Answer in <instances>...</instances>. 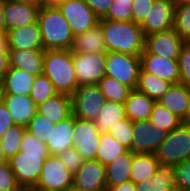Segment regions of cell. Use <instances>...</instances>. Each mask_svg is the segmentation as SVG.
<instances>
[{"label":"cell","instance_id":"cell-7","mask_svg":"<svg viewBox=\"0 0 190 191\" xmlns=\"http://www.w3.org/2000/svg\"><path fill=\"white\" fill-rule=\"evenodd\" d=\"M140 56L107 52L105 75L135 89L140 71Z\"/></svg>","mask_w":190,"mask_h":191},{"label":"cell","instance_id":"cell-47","mask_svg":"<svg viewBox=\"0 0 190 191\" xmlns=\"http://www.w3.org/2000/svg\"><path fill=\"white\" fill-rule=\"evenodd\" d=\"M86 4L93 10L94 14L99 18H103L108 10L110 5L113 3V0H84Z\"/></svg>","mask_w":190,"mask_h":191},{"label":"cell","instance_id":"cell-3","mask_svg":"<svg viewBox=\"0 0 190 191\" xmlns=\"http://www.w3.org/2000/svg\"><path fill=\"white\" fill-rule=\"evenodd\" d=\"M43 50L71 49L74 35L57 6H44L38 14Z\"/></svg>","mask_w":190,"mask_h":191},{"label":"cell","instance_id":"cell-34","mask_svg":"<svg viewBox=\"0 0 190 191\" xmlns=\"http://www.w3.org/2000/svg\"><path fill=\"white\" fill-rule=\"evenodd\" d=\"M25 130L26 127L14 124L0 137L1 148L7 161L19 152Z\"/></svg>","mask_w":190,"mask_h":191},{"label":"cell","instance_id":"cell-8","mask_svg":"<svg viewBox=\"0 0 190 191\" xmlns=\"http://www.w3.org/2000/svg\"><path fill=\"white\" fill-rule=\"evenodd\" d=\"M71 97L73 115L76 118L90 121L96 119L106 101L98 84L81 85Z\"/></svg>","mask_w":190,"mask_h":191},{"label":"cell","instance_id":"cell-33","mask_svg":"<svg viewBox=\"0 0 190 191\" xmlns=\"http://www.w3.org/2000/svg\"><path fill=\"white\" fill-rule=\"evenodd\" d=\"M102 95L107 101L123 103L129 97L133 90L125 84L120 83L114 78L104 76L98 83Z\"/></svg>","mask_w":190,"mask_h":191},{"label":"cell","instance_id":"cell-45","mask_svg":"<svg viewBox=\"0 0 190 191\" xmlns=\"http://www.w3.org/2000/svg\"><path fill=\"white\" fill-rule=\"evenodd\" d=\"M155 0H134L132 3V21L141 25L148 17Z\"/></svg>","mask_w":190,"mask_h":191},{"label":"cell","instance_id":"cell-28","mask_svg":"<svg viewBox=\"0 0 190 191\" xmlns=\"http://www.w3.org/2000/svg\"><path fill=\"white\" fill-rule=\"evenodd\" d=\"M133 155L134 153L128 150L105 166L106 187L130 181Z\"/></svg>","mask_w":190,"mask_h":191},{"label":"cell","instance_id":"cell-46","mask_svg":"<svg viewBox=\"0 0 190 191\" xmlns=\"http://www.w3.org/2000/svg\"><path fill=\"white\" fill-rule=\"evenodd\" d=\"M10 68L6 33H0V82Z\"/></svg>","mask_w":190,"mask_h":191},{"label":"cell","instance_id":"cell-13","mask_svg":"<svg viewBox=\"0 0 190 191\" xmlns=\"http://www.w3.org/2000/svg\"><path fill=\"white\" fill-rule=\"evenodd\" d=\"M74 147L85 161L95 160L101 138L93 121L82 120L74 116Z\"/></svg>","mask_w":190,"mask_h":191},{"label":"cell","instance_id":"cell-52","mask_svg":"<svg viewBox=\"0 0 190 191\" xmlns=\"http://www.w3.org/2000/svg\"><path fill=\"white\" fill-rule=\"evenodd\" d=\"M182 124L190 127V106H189L185 116L182 119Z\"/></svg>","mask_w":190,"mask_h":191},{"label":"cell","instance_id":"cell-12","mask_svg":"<svg viewBox=\"0 0 190 191\" xmlns=\"http://www.w3.org/2000/svg\"><path fill=\"white\" fill-rule=\"evenodd\" d=\"M185 41L171 28L145 36L144 49L166 59L178 60L180 50Z\"/></svg>","mask_w":190,"mask_h":191},{"label":"cell","instance_id":"cell-6","mask_svg":"<svg viewBox=\"0 0 190 191\" xmlns=\"http://www.w3.org/2000/svg\"><path fill=\"white\" fill-rule=\"evenodd\" d=\"M73 173L58 155H49L42 166L34 191H72Z\"/></svg>","mask_w":190,"mask_h":191},{"label":"cell","instance_id":"cell-42","mask_svg":"<svg viewBox=\"0 0 190 191\" xmlns=\"http://www.w3.org/2000/svg\"><path fill=\"white\" fill-rule=\"evenodd\" d=\"M9 161L0 163V191H20Z\"/></svg>","mask_w":190,"mask_h":191},{"label":"cell","instance_id":"cell-15","mask_svg":"<svg viewBox=\"0 0 190 191\" xmlns=\"http://www.w3.org/2000/svg\"><path fill=\"white\" fill-rule=\"evenodd\" d=\"M175 7L171 0H155L148 17L140 25L144 36L173 28Z\"/></svg>","mask_w":190,"mask_h":191},{"label":"cell","instance_id":"cell-43","mask_svg":"<svg viewBox=\"0 0 190 191\" xmlns=\"http://www.w3.org/2000/svg\"><path fill=\"white\" fill-rule=\"evenodd\" d=\"M176 190H190V159L174 166Z\"/></svg>","mask_w":190,"mask_h":191},{"label":"cell","instance_id":"cell-9","mask_svg":"<svg viewBox=\"0 0 190 191\" xmlns=\"http://www.w3.org/2000/svg\"><path fill=\"white\" fill-rule=\"evenodd\" d=\"M107 53H73L78 86L98 84L105 76Z\"/></svg>","mask_w":190,"mask_h":191},{"label":"cell","instance_id":"cell-41","mask_svg":"<svg viewBox=\"0 0 190 191\" xmlns=\"http://www.w3.org/2000/svg\"><path fill=\"white\" fill-rule=\"evenodd\" d=\"M179 83L190 87V42H185L178 56Z\"/></svg>","mask_w":190,"mask_h":191},{"label":"cell","instance_id":"cell-32","mask_svg":"<svg viewBox=\"0 0 190 191\" xmlns=\"http://www.w3.org/2000/svg\"><path fill=\"white\" fill-rule=\"evenodd\" d=\"M127 151L128 149L118 143L110 133L104 132L101 133L95 160L106 166L115 158L126 153Z\"/></svg>","mask_w":190,"mask_h":191},{"label":"cell","instance_id":"cell-54","mask_svg":"<svg viewBox=\"0 0 190 191\" xmlns=\"http://www.w3.org/2000/svg\"><path fill=\"white\" fill-rule=\"evenodd\" d=\"M175 3L176 6L178 5H189L190 0H171Z\"/></svg>","mask_w":190,"mask_h":191},{"label":"cell","instance_id":"cell-24","mask_svg":"<svg viewBox=\"0 0 190 191\" xmlns=\"http://www.w3.org/2000/svg\"><path fill=\"white\" fill-rule=\"evenodd\" d=\"M72 53H107L101 25L74 36Z\"/></svg>","mask_w":190,"mask_h":191},{"label":"cell","instance_id":"cell-26","mask_svg":"<svg viewBox=\"0 0 190 191\" xmlns=\"http://www.w3.org/2000/svg\"><path fill=\"white\" fill-rule=\"evenodd\" d=\"M37 112L54 123L60 122L73 114L72 97L57 94L37 106Z\"/></svg>","mask_w":190,"mask_h":191},{"label":"cell","instance_id":"cell-51","mask_svg":"<svg viewBox=\"0 0 190 191\" xmlns=\"http://www.w3.org/2000/svg\"><path fill=\"white\" fill-rule=\"evenodd\" d=\"M14 1L30 4L38 8H42L45 6V0H14Z\"/></svg>","mask_w":190,"mask_h":191},{"label":"cell","instance_id":"cell-11","mask_svg":"<svg viewBox=\"0 0 190 191\" xmlns=\"http://www.w3.org/2000/svg\"><path fill=\"white\" fill-rule=\"evenodd\" d=\"M168 132L155 127L150 120L133 122L131 152L155 154Z\"/></svg>","mask_w":190,"mask_h":191},{"label":"cell","instance_id":"cell-55","mask_svg":"<svg viewBox=\"0 0 190 191\" xmlns=\"http://www.w3.org/2000/svg\"><path fill=\"white\" fill-rule=\"evenodd\" d=\"M6 158L4 157V153H3V150L1 148V144H0V163L2 162H6Z\"/></svg>","mask_w":190,"mask_h":191},{"label":"cell","instance_id":"cell-19","mask_svg":"<svg viewBox=\"0 0 190 191\" xmlns=\"http://www.w3.org/2000/svg\"><path fill=\"white\" fill-rule=\"evenodd\" d=\"M39 10L40 8L30 4L5 0L4 19L7 31L37 22Z\"/></svg>","mask_w":190,"mask_h":191},{"label":"cell","instance_id":"cell-16","mask_svg":"<svg viewBox=\"0 0 190 191\" xmlns=\"http://www.w3.org/2000/svg\"><path fill=\"white\" fill-rule=\"evenodd\" d=\"M140 66L145 72L167 81L171 84L179 83V65L178 60L166 59L159 55L150 54L145 49L140 55Z\"/></svg>","mask_w":190,"mask_h":191},{"label":"cell","instance_id":"cell-37","mask_svg":"<svg viewBox=\"0 0 190 191\" xmlns=\"http://www.w3.org/2000/svg\"><path fill=\"white\" fill-rule=\"evenodd\" d=\"M173 29L185 42H190V4L175 7Z\"/></svg>","mask_w":190,"mask_h":191},{"label":"cell","instance_id":"cell-53","mask_svg":"<svg viewBox=\"0 0 190 191\" xmlns=\"http://www.w3.org/2000/svg\"><path fill=\"white\" fill-rule=\"evenodd\" d=\"M62 1L64 0H45V6H57Z\"/></svg>","mask_w":190,"mask_h":191},{"label":"cell","instance_id":"cell-25","mask_svg":"<svg viewBox=\"0 0 190 191\" xmlns=\"http://www.w3.org/2000/svg\"><path fill=\"white\" fill-rule=\"evenodd\" d=\"M155 100L149 98L145 93L133 89L124 102L126 117L132 122L150 120Z\"/></svg>","mask_w":190,"mask_h":191},{"label":"cell","instance_id":"cell-14","mask_svg":"<svg viewBox=\"0 0 190 191\" xmlns=\"http://www.w3.org/2000/svg\"><path fill=\"white\" fill-rule=\"evenodd\" d=\"M105 166L97 160L84 161L73 175L72 191H105Z\"/></svg>","mask_w":190,"mask_h":191},{"label":"cell","instance_id":"cell-22","mask_svg":"<svg viewBox=\"0 0 190 191\" xmlns=\"http://www.w3.org/2000/svg\"><path fill=\"white\" fill-rule=\"evenodd\" d=\"M157 102L183 119L190 106V87L181 83L172 84Z\"/></svg>","mask_w":190,"mask_h":191},{"label":"cell","instance_id":"cell-44","mask_svg":"<svg viewBox=\"0 0 190 191\" xmlns=\"http://www.w3.org/2000/svg\"><path fill=\"white\" fill-rule=\"evenodd\" d=\"M58 156L67 167V169L73 174H75L80 169L85 161L75 147L65 150Z\"/></svg>","mask_w":190,"mask_h":191},{"label":"cell","instance_id":"cell-38","mask_svg":"<svg viewBox=\"0 0 190 191\" xmlns=\"http://www.w3.org/2000/svg\"><path fill=\"white\" fill-rule=\"evenodd\" d=\"M112 137L125 148L131 151V142L133 137V122L129 118H124L117 122L107 131Z\"/></svg>","mask_w":190,"mask_h":191},{"label":"cell","instance_id":"cell-17","mask_svg":"<svg viewBox=\"0 0 190 191\" xmlns=\"http://www.w3.org/2000/svg\"><path fill=\"white\" fill-rule=\"evenodd\" d=\"M74 115L55 123L47 135V148L50 155H59L67 149L74 147L75 137L73 134Z\"/></svg>","mask_w":190,"mask_h":191},{"label":"cell","instance_id":"cell-5","mask_svg":"<svg viewBox=\"0 0 190 191\" xmlns=\"http://www.w3.org/2000/svg\"><path fill=\"white\" fill-rule=\"evenodd\" d=\"M160 165L176 166L190 159V127L181 124L169 132L155 152Z\"/></svg>","mask_w":190,"mask_h":191},{"label":"cell","instance_id":"cell-2","mask_svg":"<svg viewBox=\"0 0 190 191\" xmlns=\"http://www.w3.org/2000/svg\"><path fill=\"white\" fill-rule=\"evenodd\" d=\"M107 52L140 56L144 51L145 36L137 23L99 19Z\"/></svg>","mask_w":190,"mask_h":191},{"label":"cell","instance_id":"cell-40","mask_svg":"<svg viewBox=\"0 0 190 191\" xmlns=\"http://www.w3.org/2000/svg\"><path fill=\"white\" fill-rule=\"evenodd\" d=\"M54 125L55 123L46 118V116L36 112L35 116L26 126V131L34 135L42 143H46V137Z\"/></svg>","mask_w":190,"mask_h":191},{"label":"cell","instance_id":"cell-18","mask_svg":"<svg viewBox=\"0 0 190 191\" xmlns=\"http://www.w3.org/2000/svg\"><path fill=\"white\" fill-rule=\"evenodd\" d=\"M6 35L8 49L43 50L38 21L9 30Z\"/></svg>","mask_w":190,"mask_h":191},{"label":"cell","instance_id":"cell-10","mask_svg":"<svg viewBox=\"0 0 190 191\" xmlns=\"http://www.w3.org/2000/svg\"><path fill=\"white\" fill-rule=\"evenodd\" d=\"M70 25L74 36L98 24L99 18L84 0H64L57 5Z\"/></svg>","mask_w":190,"mask_h":191},{"label":"cell","instance_id":"cell-1","mask_svg":"<svg viewBox=\"0 0 190 191\" xmlns=\"http://www.w3.org/2000/svg\"><path fill=\"white\" fill-rule=\"evenodd\" d=\"M49 155L46 143L25 130L19 152L8 160L21 189H33L36 186Z\"/></svg>","mask_w":190,"mask_h":191},{"label":"cell","instance_id":"cell-31","mask_svg":"<svg viewBox=\"0 0 190 191\" xmlns=\"http://www.w3.org/2000/svg\"><path fill=\"white\" fill-rule=\"evenodd\" d=\"M124 118H126L124 104L106 100L93 122L98 131L104 133Z\"/></svg>","mask_w":190,"mask_h":191},{"label":"cell","instance_id":"cell-36","mask_svg":"<svg viewBox=\"0 0 190 191\" xmlns=\"http://www.w3.org/2000/svg\"><path fill=\"white\" fill-rule=\"evenodd\" d=\"M57 94L53 83L45 74L42 73L35 76L29 96L36 106H39Z\"/></svg>","mask_w":190,"mask_h":191},{"label":"cell","instance_id":"cell-48","mask_svg":"<svg viewBox=\"0 0 190 191\" xmlns=\"http://www.w3.org/2000/svg\"><path fill=\"white\" fill-rule=\"evenodd\" d=\"M13 125L14 122L10 116V113L3 101L0 99V137L9 127Z\"/></svg>","mask_w":190,"mask_h":191},{"label":"cell","instance_id":"cell-27","mask_svg":"<svg viewBox=\"0 0 190 191\" xmlns=\"http://www.w3.org/2000/svg\"><path fill=\"white\" fill-rule=\"evenodd\" d=\"M136 191H176L174 166L160 165L151 179L136 184Z\"/></svg>","mask_w":190,"mask_h":191},{"label":"cell","instance_id":"cell-23","mask_svg":"<svg viewBox=\"0 0 190 191\" xmlns=\"http://www.w3.org/2000/svg\"><path fill=\"white\" fill-rule=\"evenodd\" d=\"M35 76L10 67L1 83V94L30 95Z\"/></svg>","mask_w":190,"mask_h":191},{"label":"cell","instance_id":"cell-49","mask_svg":"<svg viewBox=\"0 0 190 191\" xmlns=\"http://www.w3.org/2000/svg\"><path fill=\"white\" fill-rule=\"evenodd\" d=\"M106 191H136V184L132 181L106 187Z\"/></svg>","mask_w":190,"mask_h":191},{"label":"cell","instance_id":"cell-39","mask_svg":"<svg viewBox=\"0 0 190 191\" xmlns=\"http://www.w3.org/2000/svg\"><path fill=\"white\" fill-rule=\"evenodd\" d=\"M133 1L134 0H113L107 14L102 19L131 22Z\"/></svg>","mask_w":190,"mask_h":191},{"label":"cell","instance_id":"cell-4","mask_svg":"<svg viewBox=\"0 0 190 191\" xmlns=\"http://www.w3.org/2000/svg\"><path fill=\"white\" fill-rule=\"evenodd\" d=\"M43 74L51 80L58 94L72 96L79 87L71 49L45 50Z\"/></svg>","mask_w":190,"mask_h":191},{"label":"cell","instance_id":"cell-30","mask_svg":"<svg viewBox=\"0 0 190 191\" xmlns=\"http://www.w3.org/2000/svg\"><path fill=\"white\" fill-rule=\"evenodd\" d=\"M172 84L140 68L136 90L145 93L156 102L168 91Z\"/></svg>","mask_w":190,"mask_h":191},{"label":"cell","instance_id":"cell-56","mask_svg":"<svg viewBox=\"0 0 190 191\" xmlns=\"http://www.w3.org/2000/svg\"><path fill=\"white\" fill-rule=\"evenodd\" d=\"M20 191H34L33 189H21Z\"/></svg>","mask_w":190,"mask_h":191},{"label":"cell","instance_id":"cell-50","mask_svg":"<svg viewBox=\"0 0 190 191\" xmlns=\"http://www.w3.org/2000/svg\"><path fill=\"white\" fill-rule=\"evenodd\" d=\"M5 0H0V33H6V23L4 19Z\"/></svg>","mask_w":190,"mask_h":191},{"label":"cell","instance_id":"cell-29","mask_svg":"<svg viewBox=\"0 0 190 191\" xmlns=\"http://www.w3.org/2000/svg\"><path fill=\"white\" fill-rule=\"evenodd\" d=\"M160 162L155 154L134 153L130 172V181L135 184L151 179L157 172Z\"/></svg>","mask_w":190,"mask_h":191},{"label":"cell","instance_id":"cell-21","mask_svg":"<svg viewBox=\"0 0 190 191\" xmlns=\"http://www.w3.org/2000/svg\"><path fill=\"white\" fill-rule=\"evenodd\" d=\"M44 53V50L8 49L9 65L37 76L43 73Z\"/></svg>","mask_w":190,"mask_h":191},{"label":"cell","instance_id":"cell-20","mask_svg":"<svg viewBox=\"0 0 190 191\" xmlns=\"http://www.w3.org/2000/svg\"><path fill=\"white\" fill-rule=\"evenodd\" d=\"M16 125L26 127L37 112V106L27 95L0 94Z\"/></svg>","mask_w":190,"mask_h":191},{"label":"cell","instance_id":"cell-35","mask_svg":"<svg viewBox=\"0 0 190 191\" xmlns=\"http://www.w3.org/2000/svg\"><path fill=\"white\" fill-rule=\"evenodd\" d=\"M150 121L155 127L158 126L160 129L165 130L168 133L182 124L181 118L173 114L166 107L160 105L158 102H155L152 108Z\"/></svg>","mask_w":190,"mask_h":191}]
</instances>
